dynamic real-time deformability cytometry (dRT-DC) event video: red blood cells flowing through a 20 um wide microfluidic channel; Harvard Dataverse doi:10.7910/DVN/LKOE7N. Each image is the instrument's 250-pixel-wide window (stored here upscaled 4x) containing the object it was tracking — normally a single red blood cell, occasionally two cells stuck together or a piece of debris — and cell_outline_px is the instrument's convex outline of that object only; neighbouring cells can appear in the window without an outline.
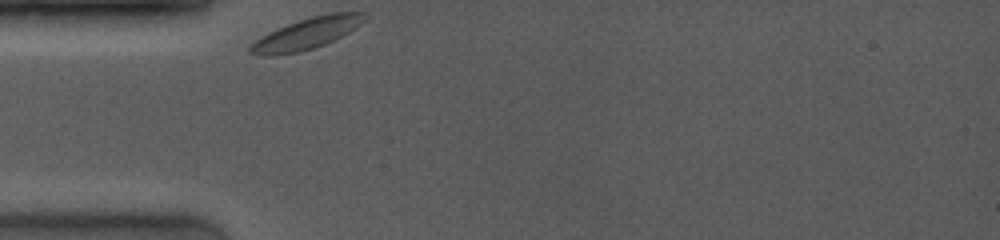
{"species": "common noctule bat (a hibernating species)", "species_latin": "Nyctalus noctula", "temperature_condition": "room temperature", "stored_images_in_passage": 8, "camera_frame_rate_fps": 4000, "um_per_image_px": 0.085, "animal": {"sex": "female", "body_mass_g": 19.0, "forearm_length_mm": 53.3}, "frame": {"image": 1, "passage_image": 1, "time_ms": 0.0, "image_size_px": [1000, 240], "cell_outline_px": [[368, 16], [360, 24], [348, 32], [324, 44], [300, 52], [276, 56], [264, 56], [248, 52], [248, 48], [260, 36], [268, 32], [288, 24], [312, 16], [328, 12], [368, 12]], "centroid_in_image_um": [26.06, 2.85], "position_along_channel_um": 58.9, "area_um2": 20.75}}